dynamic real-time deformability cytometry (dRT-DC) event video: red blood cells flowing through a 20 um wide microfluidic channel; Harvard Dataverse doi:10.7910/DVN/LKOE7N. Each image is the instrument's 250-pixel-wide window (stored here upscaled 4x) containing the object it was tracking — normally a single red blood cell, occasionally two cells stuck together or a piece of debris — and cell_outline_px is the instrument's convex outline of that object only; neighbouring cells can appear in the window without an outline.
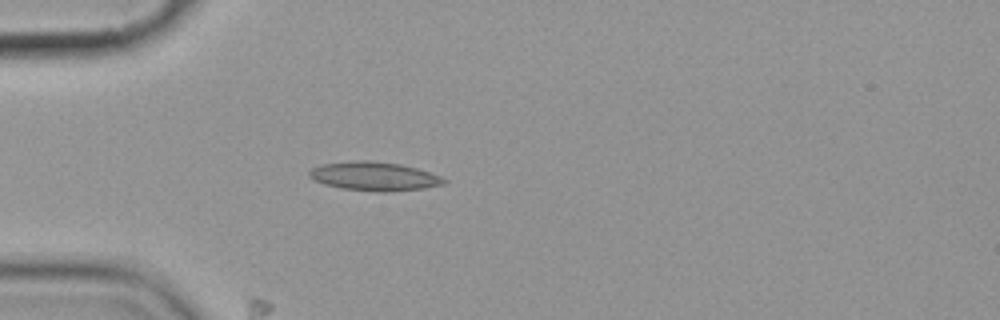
{"species": "common noctule bat (a hibernating species)", "species_latin": "Nyctalus noctula", "temperature_condition": "cold", "stored_images_in_passage": 7, "camera_frame_rate_fps": 3000, "um_per_image_px": 0.085, "animal": {"sex": "female", "body_mass_g": 19.9}, "frame": {"image": 1, "passage_image": 4, "time_ms": 3.667, "image_size_px": [1000, 320], "cell_outline_px": [[448, 180], [444, 184], [424, 188], [388, 192], [376, 192], [344, 188], [324, 184], [312, 180], [308, 176], [308, 172], [312, 168], [320, 164], [364, 160], [400, 164], [416, 168], [440, 176]], "centroid_in_image_um": [31.79, 14.99], "position_along_channel_um": 53.2, "area_um2": 22.48}}